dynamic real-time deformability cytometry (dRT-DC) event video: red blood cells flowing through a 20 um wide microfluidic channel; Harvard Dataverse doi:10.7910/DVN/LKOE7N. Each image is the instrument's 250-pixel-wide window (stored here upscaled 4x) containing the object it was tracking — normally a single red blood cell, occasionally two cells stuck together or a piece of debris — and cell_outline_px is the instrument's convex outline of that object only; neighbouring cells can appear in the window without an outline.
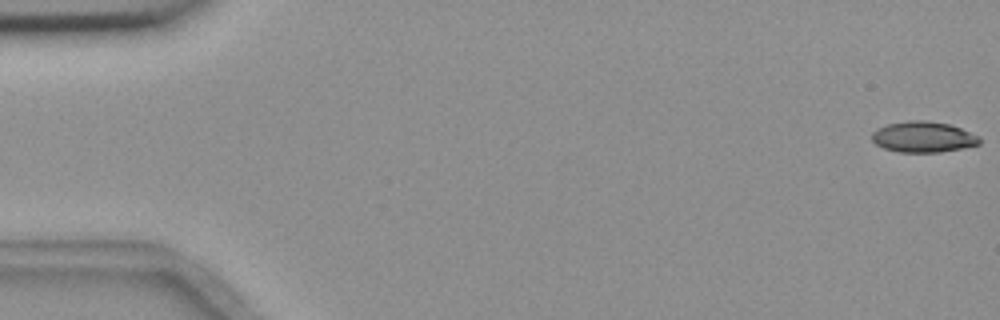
{"species": "common noctule bat (a hibernating species)", "species_latin": "Nyctalus noctula", "temperature_condition": "room temperature", "stored_images_in_passage": 10, "camera_frame_rate_fps": 3000, "um_per_image_px": 0.085, "animal": {"sex": "female", "body_mass_g": 18.4}, "frame": {"image": 1, "passage_image": 1, "time_ms": 0.0, "image_size_px": [1000, 320], "cell_outline_px": [[980, 144], [940, 152], [900, 152], [884, 148], [876, 144], [872, 140], [872, 132], [876, 128], [888, 124], [908, 120], [924, 120], [948, 124], [960, 128], [980, 136]], "centroid_in_image_um": [78.45, 11.63], "position_along_channel_um": 6.5, "area_um2": 19.25}}
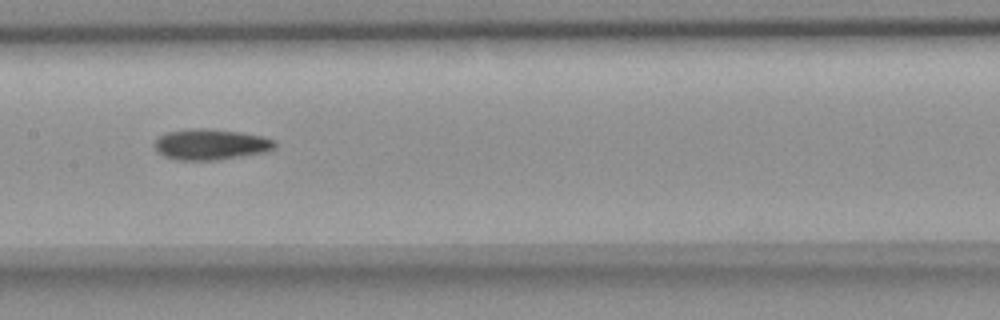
{"frame": {"image": 2, "passage_image": 9, "time_ms": 9.0, "image_size_px": [1000, 320], "cell_outline_px": [[276, 148], [264, 152], [220, 160], [176, 160], [164, 156], [156, 152], [152, 144], [160, 136], [168, 132], [188, 128], [208, 128], [240, 132], [260, 136], [276, 140]], "centroid_in_image_um": [17.88, 12.28], "position_along_channel_um": 189.5, "area_um2": 21.85}}
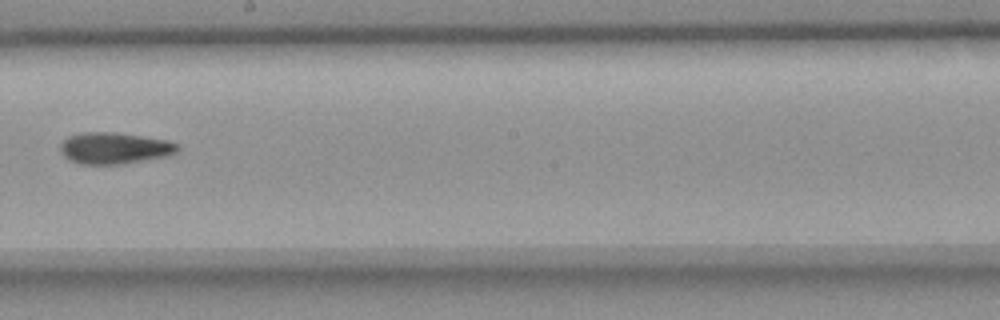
{"frame": {"image": 3, "passage_image": 10, "time_ms": 10.333, "image_size_px": [1000, 320], "cell_outline_px": [[180, 148], [176, 152], [168, 156], [124, 164], [80, 164], [68, 160], [60, 152], [60, 144], [68, 136], [84, 132], [116, 132], [168, 140], [176, 144]], "centroid_in_image_um": [9.71, 12.6], "position_along_channel_um": 238.5, "area_um2": 21.68}}